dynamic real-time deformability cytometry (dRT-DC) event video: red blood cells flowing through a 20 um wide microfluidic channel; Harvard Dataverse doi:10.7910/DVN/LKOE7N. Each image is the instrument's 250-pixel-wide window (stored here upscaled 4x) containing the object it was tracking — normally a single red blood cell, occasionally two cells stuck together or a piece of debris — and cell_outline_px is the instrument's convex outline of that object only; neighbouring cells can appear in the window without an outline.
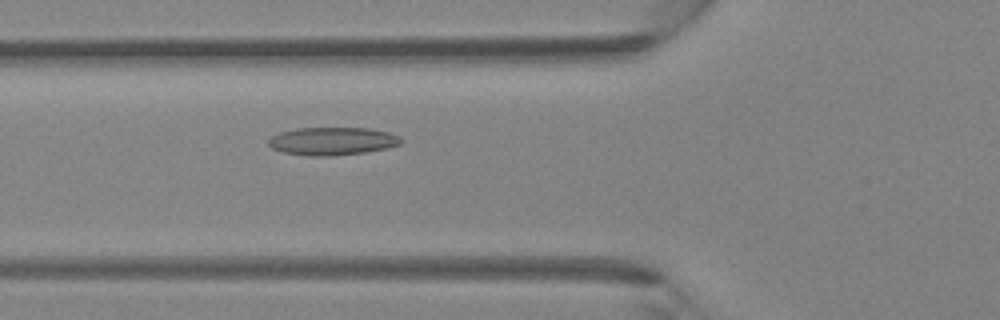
{"species": "Egyptian fruit bat (a non-hibernating species)", "species_latin": "Rousettus aegyptiacus", "temperature_condition": "room temperature", "stored_images_in_passage": 43, "camera_frame_rate_fps": 3000, "um_per_image_px": 0.085, "animal": {"sex": "female"}, "frame": {"image": 1, "passage_image": 16, "time_ms": 5.0, "image_size_px": [1000, 320], "cell_outline_px": [[404, 140], [400, 144], [388, 148], [364, 152], [332, 156], [308, 156], [284, 152], [272, 148], [268, 144], [268, 140], [272, 136], [280, 132], [296, 128], [368, 128], [388, 132], [400, 136]], "centroid_in_image_um": [28.27, 11.99], "position_along_channel_um": 97.5, "area_um2": 21.62}}
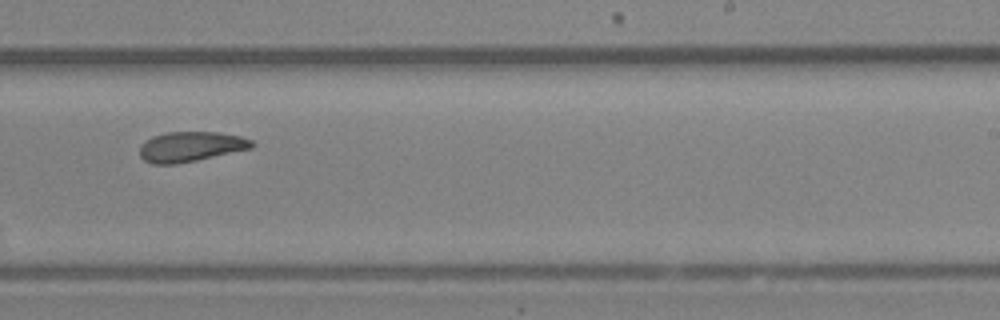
{"frame": {"image": 2, "passage_image": 27, "time_ms": 8.667, "image_size_px": [1000, 320], "cell_outline_px": [[256, 144], [252, 148], [196, 160], [176, 164], [152, 164], [144, 160], [140, 156], [140, 144], [144, 140], [152, 136], [164, 132], [216, 132], [240, 136], [252, 140]], "centroid_in_image_um": [16.18, 12.46], "position_along_channel_um": 272.8, "area_um2": 19.71}}
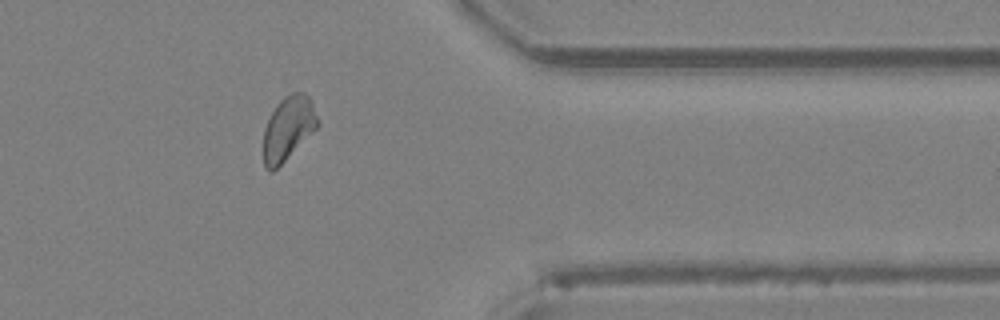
{"frame": {"image": 3, "passage_image": 35, "time_ms": 11.333, "image_size_px": [1000, 320], "cell_outline_px": [[320, 124], [272, 172], [264, 168], [264, 128], [272, 112], [280, 100], [284, 96], [292, 92], [304, 92], [308, 96], [312, 104]], "centroid_in_image_um": [24.48, 10.88], "position_along_channel_um": 386.9, "area_um2": 19.65}}